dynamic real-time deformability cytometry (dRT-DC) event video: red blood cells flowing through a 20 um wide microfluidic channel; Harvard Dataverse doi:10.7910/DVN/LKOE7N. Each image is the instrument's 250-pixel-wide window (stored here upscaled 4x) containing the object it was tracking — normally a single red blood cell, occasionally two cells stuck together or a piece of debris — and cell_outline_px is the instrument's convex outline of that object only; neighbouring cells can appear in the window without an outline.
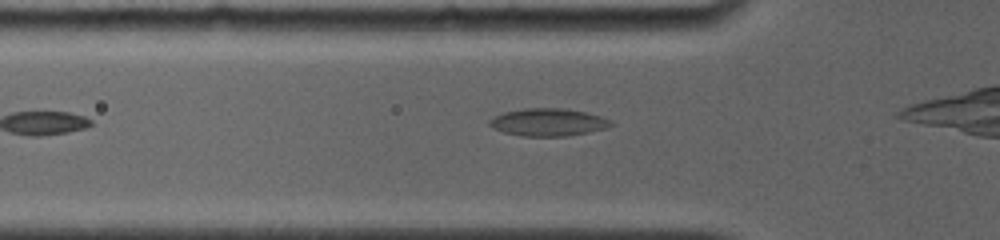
{"species": "common noctule bat (a hibernating species)", "species_latin": "Nyctalus noctula", "temperature_condition": "room temperature", "stored_images_in_passage": 19, "camera_frame_rate_fps": 4000, "um_per_image_px": 0.085, "animal": {"sex": "female", "body_mass_g": 19.0, "forearm_length_mm": 56.7}, "frame": {"image": 1, "passage_image": 2, "time_ms": 0.5, "image_size_px": [1000, 240], "cell_outline_px": [[616, 124], [604, 128], [588, 132], [568, 136], [520, 136], [504, 132], [492, 128], [488, 124], [488, 120], [504, 112], [524, 108], [564, 108], [584, 112], [600, 116], [612, 120]], "centroid_in_image_um": [46.59, 10.39], "position_along_channel_um": 79.2, "area_um2": 19.54}}
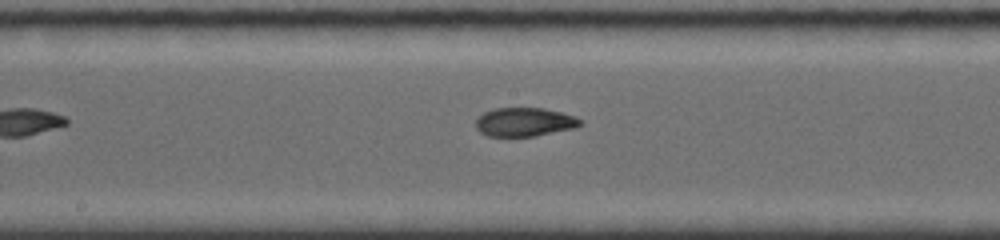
{"frame": {"image": 2, "passage_image": 11, "time_ms": 3.75, "image_size_px": [1000, 240], "cell_outline_px": [[584, 124], [576, 128], [536, 136], [488, 136], [480, 132], [476, 128], [476, 120], [484, 112], [496, 108], [544, 108], [576, 116], [584, 120]], "centroid_in_image_um": [44.65, 10.37], "position_along_channel_um": 203.6, "area_um2": 17.69}}
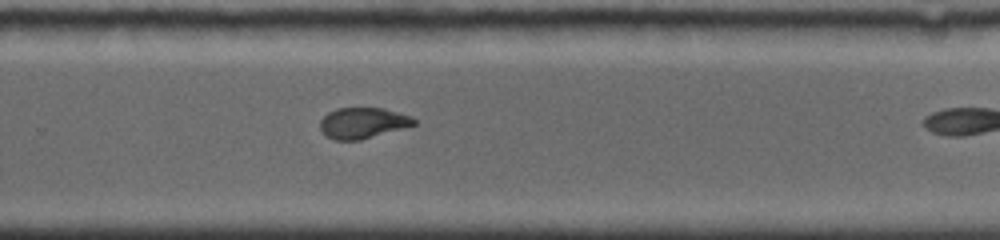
{"frame": {"image": 3, "passage_image": 18, "time_ms": 6.25, "image_size_px": [1000, 240], "cell_outline_px": [[416, 124], [360, 140], [332, 140], [324, 136], [320, 128], [320, 120], [328, 112], [336, 108], [384, 108], [412, 116], [416, 120]], "centroid_in_image_um": [30.8, 10.45], "position_along_channel_um": 299.0, "area_um2": 16.94}}